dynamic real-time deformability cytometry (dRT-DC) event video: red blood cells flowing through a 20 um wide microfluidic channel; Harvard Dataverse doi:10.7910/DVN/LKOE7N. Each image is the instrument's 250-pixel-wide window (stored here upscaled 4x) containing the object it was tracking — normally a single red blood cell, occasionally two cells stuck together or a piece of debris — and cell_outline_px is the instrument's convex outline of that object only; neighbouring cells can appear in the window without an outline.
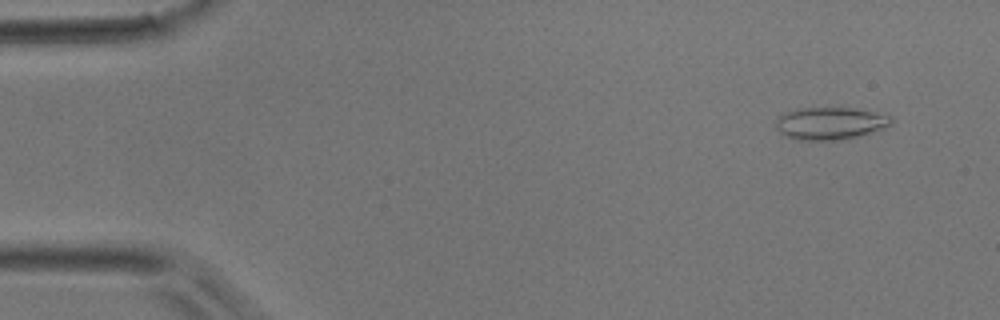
{"species": "common noctule bat (a hibernating species)", "species_latin": "Nyctalus noctula", "temperature_condition": "room temperature", "stored_images_in_passage": 44, "camera_frame_rate_fps": 3000, "um_per_image_px": 0.085, "animal": {"sex": "male", "body_mass_g": 17.9}, "frame": {"image": 1, "passage_image": 2, "time_ms": 0.333, "image_size_px": [1000, 320], "cell_outline_px": [[892, 124], [884, 128], [872, 132], [844, 140], [796, 140], [780, 132], [776, 128], [776, 120], [780, 112], [796, 108], [840, 104], [892, 116]], "centroid_in_image_um": [70.55, 10.42], "position_along_channel_um": 14.4, "area_um2": 23.0}}
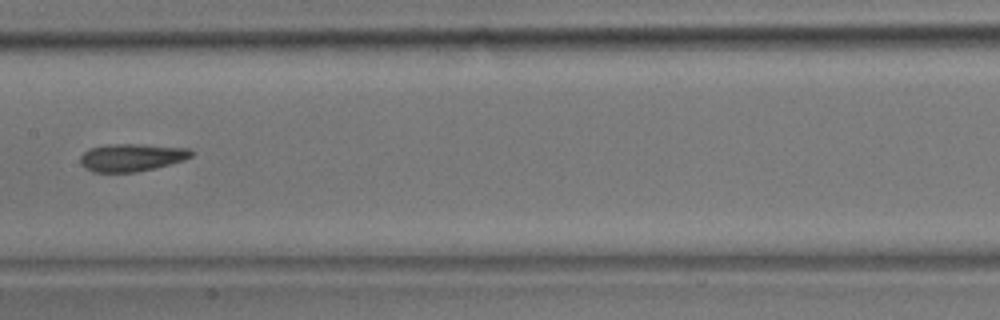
{"frame": {"image": 2, "passage_image": 21, "time_ms": 6.667, "image_size_px": [1000, 320], "cell_outline_px": [[192, 156], [184, 160], [136, 172], [92, 172], [84, 168], [80, 164], [80, 156], [88, 148], [108, 144], [140, 144], [192, 148]], "centroid_in_image_um": [11.15, 13.37], "position_along_channel_um": 196.2, "area_um2": 17.98}}
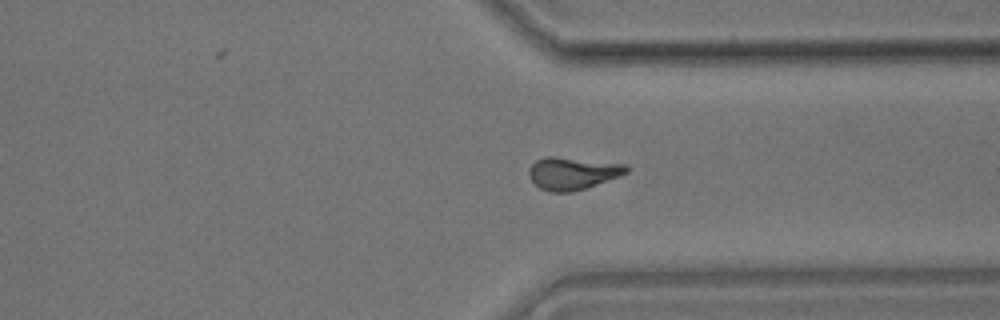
{"frame": {"image": 3, "passage_image": 32, "time_ms": 10.333, "image_size_px": [1000, 320], "cell_outline_px": [[628, 172], [620, 176], [572, 192], [548, 192], [540, 188], [528, 176], [528, 168], [536, 160], [544, 156], [552, 156], [628, 164]], "centroid_in_image_um": [48.65, 14.72], "position_along_channel_um": 362.8, "area_um2": 18.44}}